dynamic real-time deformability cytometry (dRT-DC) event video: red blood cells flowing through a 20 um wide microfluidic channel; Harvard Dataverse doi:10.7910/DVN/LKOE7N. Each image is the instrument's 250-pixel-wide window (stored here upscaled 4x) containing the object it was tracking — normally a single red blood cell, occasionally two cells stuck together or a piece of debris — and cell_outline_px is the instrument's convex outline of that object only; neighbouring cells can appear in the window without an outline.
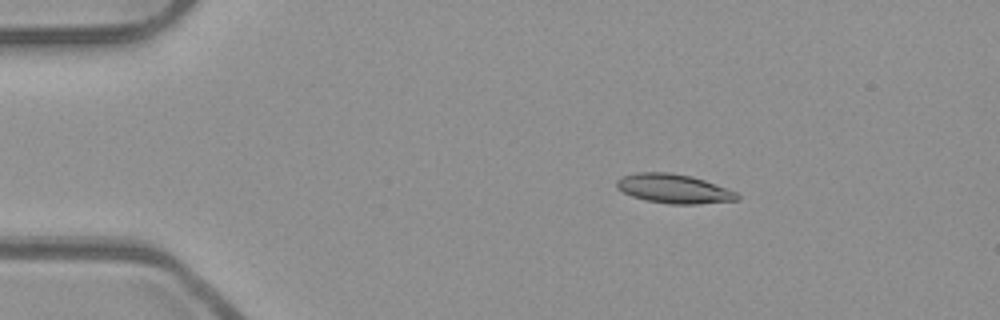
{"species": "common noctule bat (a hibernating species)", "species_latin": "Nyctalus noctula", "temperature_condition": "room temperature", "stored_images_in_passage": 52, "camera_frame_rate_fps": 3000, "um_per_image_px": 0.085, "animal": {"sex": "male", "body_mass_g": 23.1, "forearm_length_mm": 52.7}, "frame": {"image": 1, "passage_image": 9, "time_ms": 2.667, "image_size_px": [1000, 320], "cell_outline_px": [[740, 200], [696, 204], [672, 204], [644, 200], [632, 196], [616, 188], [616, 180], [620, 176], [636, 172], [668, 172], [692, 176], [704, 180], [736, 192], [740, 196]], "centroid_in_image_um": [57.24, 16.03], "position_along_channel_um": 27.8, "area_um2": 20.58}}
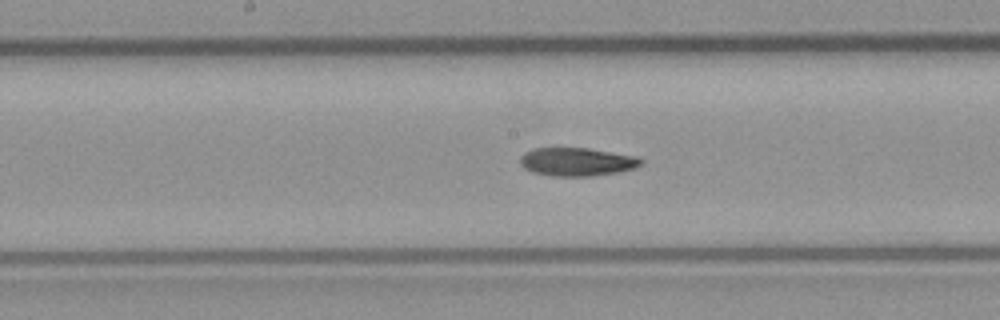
{"frame": {"image": 2, "passage_image": 27, "time_ms": 8.667, "image_size_px": [1000, 320], "cell_outline_px": [[644, 160], [636, 168], [616, 172], [592, 176], [552, 176], [532, 172], [524, 168], [520, 164], [520, 156], [524, 152], [532, 148], [588, 148], [636, 156]], "centroid_in_image_um": [49.0, 13.75], "position_along_channel_um": 199.2, "area_um2": 20.0}}
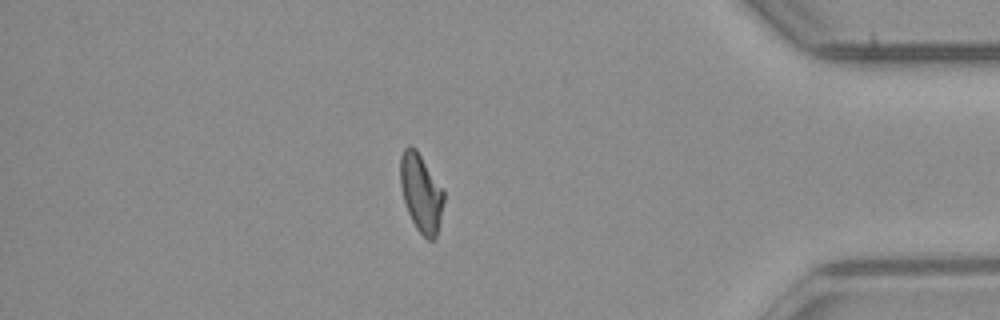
{"frame": {"image": 3, "passage_image": 45, "time_ms": 14.667, "image_size_px": [1000, 320], "cell_outline_px": [[444, 200], [440, 220], [436, 236], [432, 240], [428, 240], [416, 228], [408, 212], [404, 200], [400, 184], [400, 156], [404, 148], [408, 144], [416, 148], [444, 188]], "centroid_in_image_um": [35.79, 16.34], "position_along_channel_um": 399.4, "area_um2": 19.94}, "authors_computed_cell_mechanics": {"area_um2": 19.9121, "velocity_mm_per_s": 3.9503, "shape_relaxation_time_tau1_ms": 4.9865, "shape_relaxation_time_tau2_ms": 3.54, "deformation_change_tau1": 0.1726, "deformation_change_tau2": 0.1072}}